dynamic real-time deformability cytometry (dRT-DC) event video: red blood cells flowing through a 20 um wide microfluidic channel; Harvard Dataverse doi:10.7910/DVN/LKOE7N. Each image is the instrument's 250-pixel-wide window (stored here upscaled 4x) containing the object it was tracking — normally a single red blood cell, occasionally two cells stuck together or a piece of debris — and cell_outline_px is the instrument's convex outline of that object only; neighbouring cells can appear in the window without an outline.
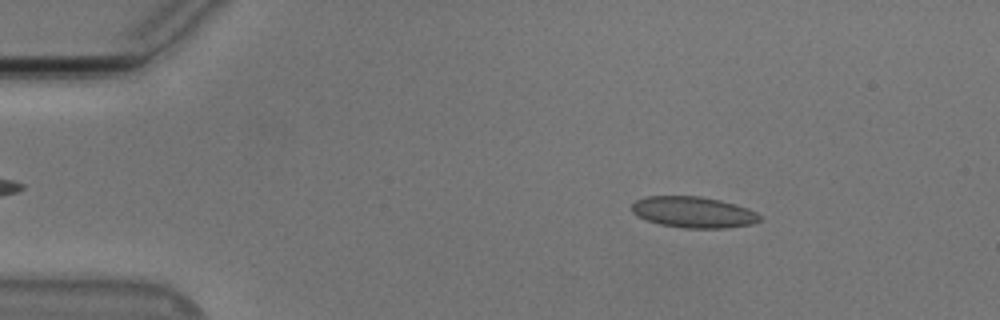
{"species": "Egyptian fruit bat (a non-hibernating species)", "species_latin": "Rousettus aegyptiacus", "temperature_condition": "cold", "stored_images_in_passage": 53, "camera_frame_rate_fps": 3000, "um_per_image_px": 0.085, "animal": {"sex": "male"}, "frame": {"image": 1, "passage_image": 8, "time_ms": 2.333, "image_size_px": [1000, 320], "cell_outline_px": [[760, 220], [752, 224], [724, 228], [684, 228], [660, 224], [648, 220], [632, 212], [632, 204], [636, 200], [644, 196], [700, 196], [720, 200], [748, 208], [756, 212], [760, 216]], "centroid_in_image_um": [58.94, 18.03], "position_along_channel_um": 26.1, "area_um2": 23.06}}
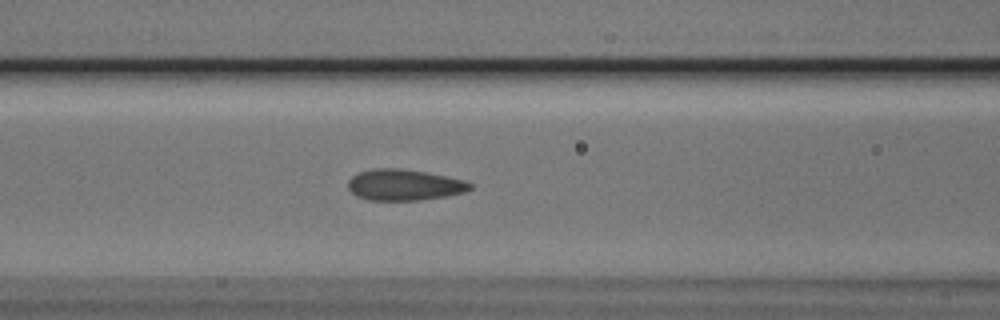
{"frame": {"image": 2, "passage_image": 22, "time_ms": 7.0, "image_size_px": [1000, 320], "cell_outline_px": [[472, 188], [468, 192], [420, 200], [368, 200], [356, 196], [348, 188], [348, 180], [352, 176], [360, 172], [372, 168], [400, 168], [428, 172], [464, 180], [472, 184]], "centroid_in_image_um": [34.36, 15.71], "position_along_channel_um": 132.2, "area_um2": 22.25}}
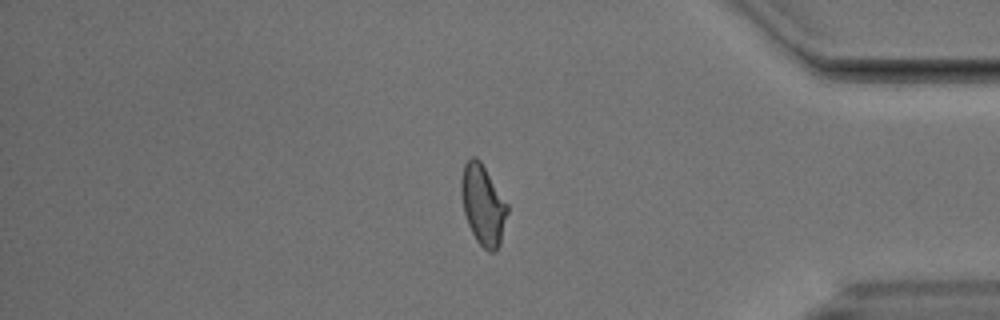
{"frame": {"image": 3, "passage_image": 45, "time_ms": 14.667, "image_size_px": [1000, 320], "cell_outline_px": [[508, 212], [500, 244], [496, 252], [488, 252], [476, 240], [468, 224], [464, 212], [460, 192], [460, 180], [464, 164], [472, 156], [476, 156], [480, 160], [508, 204]], "centroid_in_image_um": [41.05, 17.41], "position_along_channel_um": 394.2, "area_um2": 21.68}, "authors_computed_cell_mechanics": {"area_um2": 21.9062, "velocity_mm_per_s": 3.7669, "shape_relaxation_time_tau1_ms": 5.2074, "shape_relaxation_time_tau2_ms": 0.979, "deformation_change_tau1": 0.1374, "deformation_change_tau2": 0.0693}}